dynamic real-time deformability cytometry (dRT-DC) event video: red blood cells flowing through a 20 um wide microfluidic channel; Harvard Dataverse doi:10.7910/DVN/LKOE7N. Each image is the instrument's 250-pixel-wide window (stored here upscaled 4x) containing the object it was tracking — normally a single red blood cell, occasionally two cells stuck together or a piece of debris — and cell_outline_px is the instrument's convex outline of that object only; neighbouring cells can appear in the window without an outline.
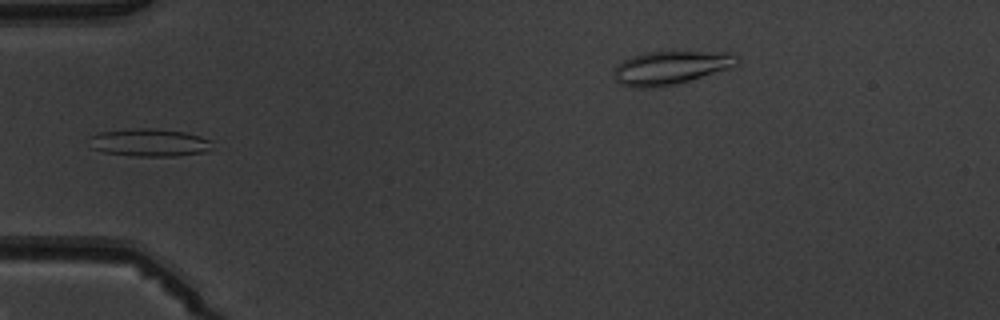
{"species": "common noctule bat (a hibernating species)", "species_latin": "Nyctalus noctula", "temperature_condition": "warm", "stored_images_in_passage": 6, "camera_frame_rate_fps": 3000, "um_per_image_px": 0.085, "animal": {"sex": "male", "body_mass_g": 19.5, "forearm_length_mm": 54.6}, "frame": {"image": 1, "passage_image": 5, "time_ms": 5.667, "image_size_px": [1000, 320], "cell_outline_px": [[212, 148], [204, 152], [176, 156], [132, 156], [104, 152], [92, 148], [88, 136], [100, 132], [128, 128], [152, 128], [184, 132], [200, 136], [212, 140]], "centroid_in_image_um": [12.69, 12.11], "position_along_channel_um": 72.3, "area_um2": 20.06}}